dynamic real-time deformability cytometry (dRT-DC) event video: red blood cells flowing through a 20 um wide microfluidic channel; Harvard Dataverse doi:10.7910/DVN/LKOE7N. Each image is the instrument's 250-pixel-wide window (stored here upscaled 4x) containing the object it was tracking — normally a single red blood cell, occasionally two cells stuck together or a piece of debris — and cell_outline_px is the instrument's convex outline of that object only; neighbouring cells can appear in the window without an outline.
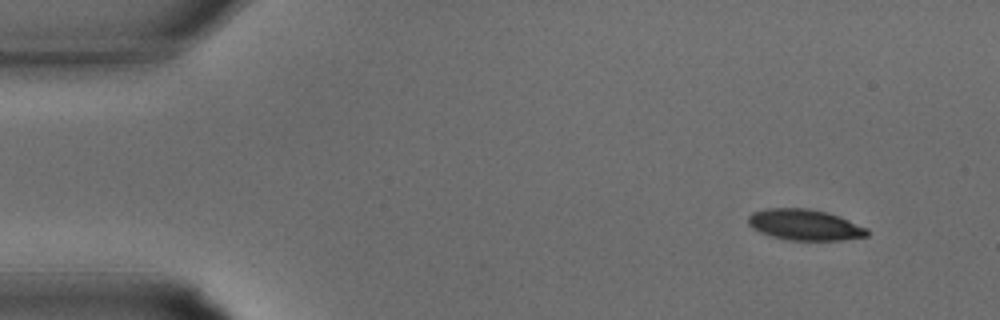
{"species": "common noctule bat (a hibernating species)", "species_latin": "Nyctalus noctula", "temperature_condition": "warm", "stored_images_in_passage": 32, "camera_frame_rate_fps": 3000, "um_per_image_px": 0.085, "animal": {"sex": "male", "body_mass_g": 15.6}, "frame": {"image": 1, "passage_image": 2, "time_ms": 0.333, "image_size_px": [1000, 320], "cell_outline_px": [[868, 236], [840, 240], [792, 240], [772, 236], [760, 232], [752, 228], [748, 224], [748, 216], [752, 212], [764, 208], [808, 208], [828, 212], [840, 216], [868, 228]], "centroid_in_image_um": [68.4, 19.09], "position_along_channel_um": 16.6, "area_um2": 21.56}}
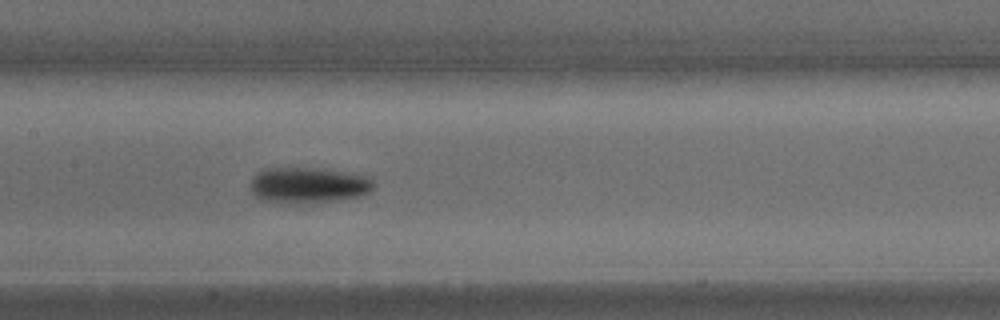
{"frame": {"image": 2, "passage_image": 15, "time_ms": 4.667, "image_size_px": [1000, 320], "cell_outline_px": [[376, 184], [368, 192], [360, 196], [344, 200], [260, 200], [252, 192], [252, 180], [260, 172], [268, 168], [324, 168], [352, 172], [368, 176]], "centroid_in_image_um": [26.33, 15.68], "position_along_channel_um": 181.1, "area_um2": 24.8}}
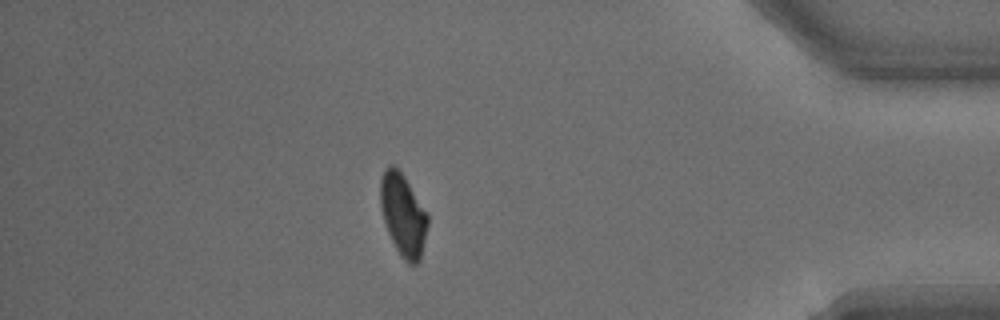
{"frame": {"image": 3, "passage_image": 28, "time_ms": 9.0, "image_size_px": [1000, 320], "cell_outline_px": [[428, 224], [420, 260], [416, 264], [408, 264], [400, 256], [388, 232], [380, 208], [380, 176], [384, 168], [388, 164], [392, 164], [404, 176], [428, 212]], "centroid_in_image_um": [34.26, 18.24], "position_along_channel_um": 400.9, "area_um2": 22.83}}